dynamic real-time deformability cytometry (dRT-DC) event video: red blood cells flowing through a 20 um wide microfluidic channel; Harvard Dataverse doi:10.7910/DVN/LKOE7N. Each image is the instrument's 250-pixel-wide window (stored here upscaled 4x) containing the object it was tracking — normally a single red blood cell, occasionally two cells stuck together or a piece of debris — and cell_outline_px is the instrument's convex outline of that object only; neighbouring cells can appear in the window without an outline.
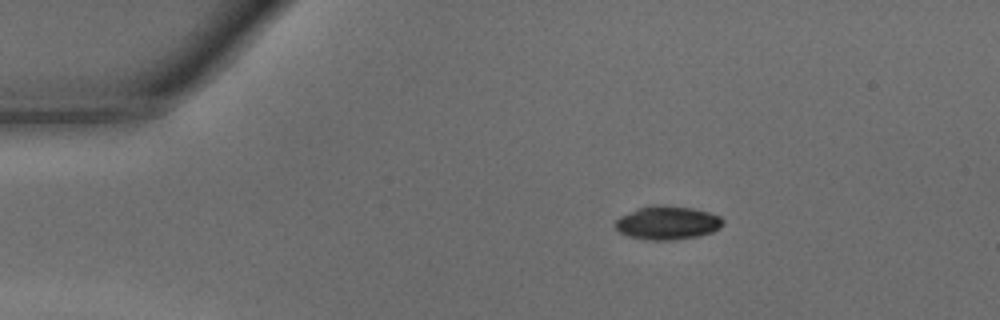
{"species": "common noctule bat (a hibernating species)", "species_latin": "Nyctalus noctula", "temperature_condition": "warm", "stored_images_in_passage": 40, "camera_frame_rate_fps": 3000, "um_per_image_px": 0.085, "animal": {"sex": "male", "body_mass_g": 15.6}, "frame": {"image": 1, "passage_image": 1, "time_ms": 0.0, "image_size_px": [1000, 320], "cell_outline_px": [[724, 224], [720, 228], [712, 232], [696, 236], [668, 240], [652, 240], [628, 236], [620, 232], [612, 224], [620, 216], [636, 208], [652, 204], [656, 204], [692, 208], [708, 212], [720, 216], [724, 220]], "centroid_in_image_um": [56.71, 18.92], "position_along_channel_um": 28.3, "area_um2": 21.1}}
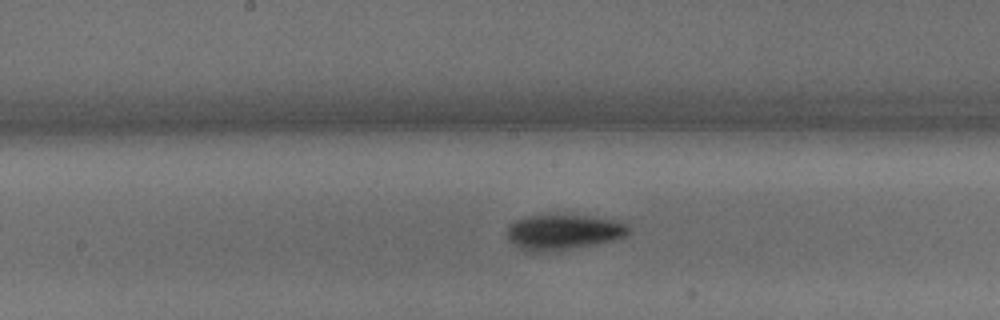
{"frame": {"image": 2, "passage_image": 17, "time_ms": 5.333, "image_size_px": [1000, 320], "cell_outline_px": [[632, 232], [628, 236], [616, 240], [596, 244], [544, 252], [524, 252], [508, 240], [508, 228], [516, 220], [528, 216], [592, 216], [612, 220], [628, 224], [632, 228]], "centroid_in_image_um": [47.94, 19.75], "position_along_channel_um": 200.3, "area_um2": 24.97}}
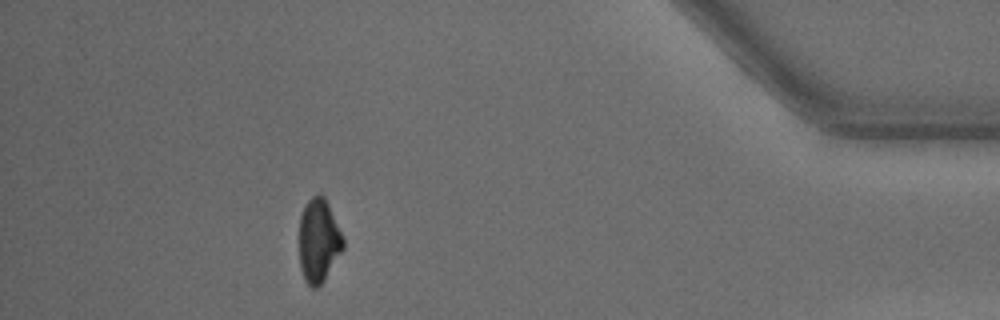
{"frame": {"image": 3, "passage_image": 35, "time_ms": 11.333, "image_size_px": [1000, 320], "cell_outline_px": [[344, 248], [324, 280], [316, 288], [312, 288], [304, 280], [300, 268], [300, 216], [304, 204], [312, 196], [320, 192], [324, 196], [344, 236]], "centroid_in_image_um": [27.09, 20.43], "position_along_channel_um": 408.1, "area_um2": 21.56}, "authors_computed_cell_mechanics": {"area_um2": 22.9755, "velocity_mm_per_s": 4.3148, "shape_relaxation_time_tau1_ms": 1.7082, "shape_relaxation_time_tau2_ms": null, "deformation_change_tau1": 0.0982, "deformation_change_tau2": null}}